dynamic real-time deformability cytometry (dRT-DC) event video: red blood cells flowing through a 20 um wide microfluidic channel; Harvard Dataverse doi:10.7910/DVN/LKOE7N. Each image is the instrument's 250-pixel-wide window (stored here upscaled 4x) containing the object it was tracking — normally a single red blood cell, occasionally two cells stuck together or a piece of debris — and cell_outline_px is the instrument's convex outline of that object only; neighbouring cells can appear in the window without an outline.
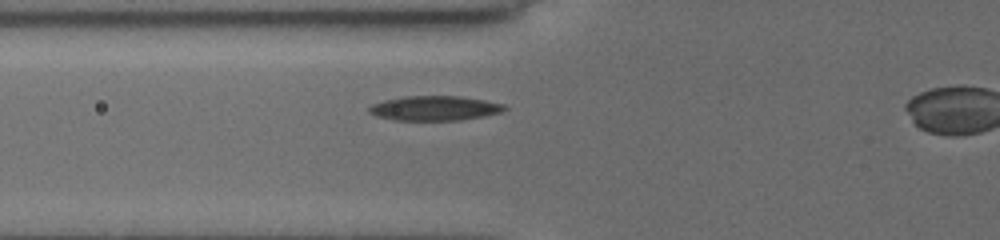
{"species": "common noctule bat (a hibernating species)", "species_latin": "Nyctalus noctula", "temperature_condition": "cold", "stored_images_in_passage": 33, "camera_frame_rate_fps": 3000, "um_per_image_px": 0.085, "animal": {"sex": "female", "body_mass_g": 19.5, "forearm_length_mm": 54.1}, "frame": {"image": 1, "passage_image": 5, "time_ms": 1.333, "image_size_px": [1000, 240], "cell_outline_px": [[508, 108], [500, 112], [484, 116], [460, 120], [396, 120], [376, 116], [368, 112], [368, 108], [372, 104], [384, 100], [404, 96], [460, 96], [484, 100], [504, 104]], "centroid_in_image_um": [36.93, 9.19], "position_along_channel_um": 88.9, "area_um2": 19.42}}
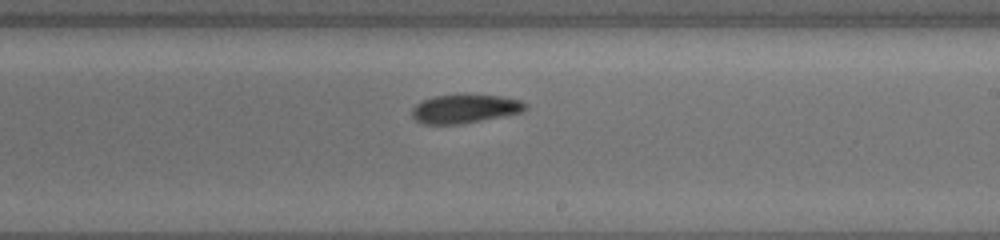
{"frame": {"image": 2, "passage_image": 17, "time_ms": 5.667, "image_size_px": [1000, 240], "cell_outline_px": [[528, 108], [524, 112], [460, 124], [424, 124], [416, 120], [412, 116], [412, 108], [420, 100], [432, 96], [464, 92], [500, 96], [520, 100], [528, 104]], "centroid_in_image_um": [39.52, 9.2], "position_along_channel_um": 249.5, "area_um2": 19.71}}
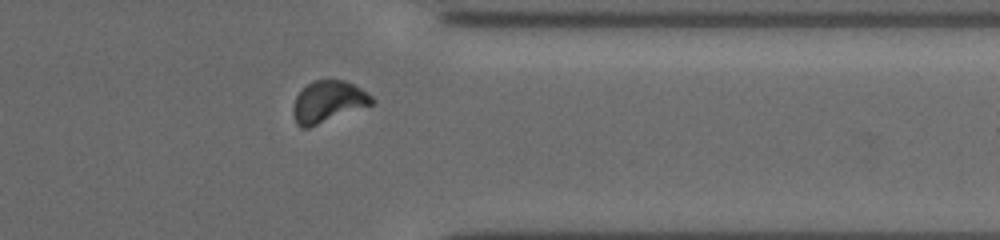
{"frame": {"image": 3, "passage_image": 28, "time_ms": 9.333, "image_size_px": [1000, 240], "cell_outline_px": [[376, 100], [372, 104], [308, 128], [300, 128], [296, 124], [292, 112], [292, 108], [296, 96], [312, 80], [344, 80], [360, 88], [372, 96]], "centroid_in_image_um": [27.86, 8.65], "position_along_channel_um": 383.5, "area_um2": 18.9}}